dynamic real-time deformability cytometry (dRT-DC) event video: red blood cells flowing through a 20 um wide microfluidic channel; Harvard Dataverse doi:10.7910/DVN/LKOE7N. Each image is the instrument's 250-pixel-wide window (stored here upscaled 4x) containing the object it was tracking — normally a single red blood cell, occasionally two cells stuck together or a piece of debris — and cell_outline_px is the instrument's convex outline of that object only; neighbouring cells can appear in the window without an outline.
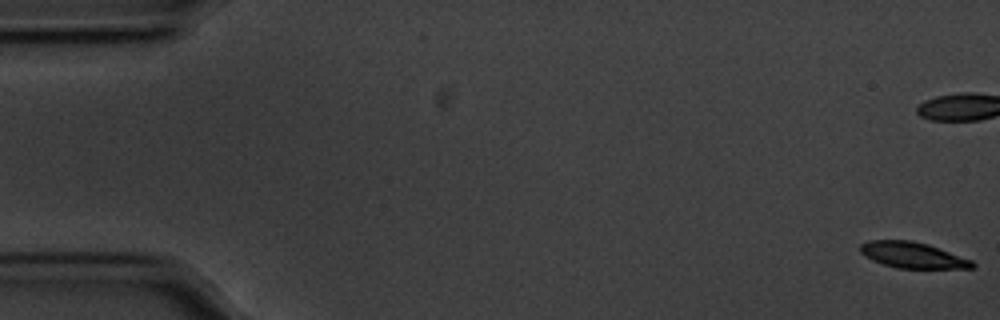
{"species": "common noctule bat (a hibernating species)", "species_latin": "Nyctalus noctula", "temperature_condition": "cold", "stored_images_in_passage": 2, "camera_frame_rate_fps": 3000, "um_per_image_px": 0.085, "animal": {"sex": "male", "body_mass_g": 20.1, "forearm_length_mm": 53.5}, "frame": {"image": 1, "passage_image": 2, "time_ms": 0.333, "image_size_px": [1000, 320], "cell_outline_px": [[976, 268], [900, 268], [884, 264], [872, 260], [864, 256], [860, 252], [860, 244], [868, 240], [912, 240], [928, 244], [972, 260], [976, 264]], "centroid_in_image_um": [77.57, 21.67], "position_along_channel_um": 7.4, "area_um2": 16.94}}